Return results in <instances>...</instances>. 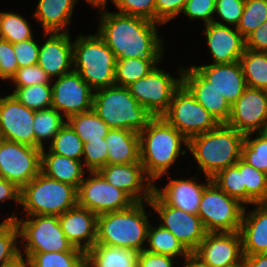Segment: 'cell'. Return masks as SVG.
Segmentation results:
<instances>
[{
    "label": "cell",
    "mask_w": 267,
    "mask_h": 267,
    "mask_svg": "<svg viewBox=\"0 0 267 267\" xmlns=\"http://www.w3.org/2000/svg\"><path fill=\"white\" fill-rule=\"evenodd\" d=\"M99 10L100 26L97 34L113 51L117 60L127 58H163V41L157 35L153 21Z\"/></svg>",
    "instance_id": "6da1fadb"
},
{
    "label": "cell",
    "mask_w": 267,
    "mask_h": 267,
    "mask_svg": "<svg viewBox=\"0 0 267 267\" xmlns=\"http://www.w3.org/2000/svg\"><path fill=\"white\" fill-rule=\"evenodd\" d=\"M139 138L140 162L152 183L164 175L179 154L185 155L181 142L188 147V139L163 116L153 117Z\"/></svg>",
    "instance_id": "7a4b0ae2"
},
{
    "label": "cell",
    "mask_w": 267,
    "mask_h": 267,
    "mask_svg": "<svg viewBox=\"0 0 267 267\" xmlns=\"http://www.w3.org/2000/svg\"><path fill=\"white\" fill-rule=\"evenodd\" d=\"M245 135L227 124L196 135L188 140V149L206 177L233 166L241 158Z\"/></svg>",
    "instance_id": "3957f363"
},
{
    "label": "cell",
    "mask_w": 267,
    "mask_h": 267,
    "mask_svg": "<svg viewBox=\"0 0 267 267\" xmlns=\"http://www.w3.org/2000/svg\"><path fill=\"white\" fill-rule=\"evenodd\" d=\"M143 205L135 202L126 209L99 214L95 244L145 250L150 224Z\"/></svg>",
    "instance_id": "277c9868"
},
{
    "label": "cell",
    "mask_w": 267,
    "mask_h": 267,
    "mask_svg": "<svg viewBox=\"0 0 267 267\" xmlns=\"http://www.w3.org/2000/svg\"><path fill=\"white\" fill-rule=\"evenodd\" d=\"M92 109L110 129L137 133L154 117L130 94L128 87L118 85L95 90Z\"/></svg>",
    "instance_id": "5b68a950"
},
{
    "label": "cell",
    "mask_w": 267,
    "mask_h": 267,
    "mask_svg": "<svg viewBox=\"0 0 267 267\" xmlns=\"http://www.w3.org/2000/svg\"><path fill=\"white\" fill-rule=\"evenodd\" d=\"M116 57L96 33L73 42V71L95 91L115 85Z\"/></svg>",
    "instance_id": "8992f818"
},
{
    "label": "cell",
    "mask_w": 267,
    "mask_h": 267,
    "mask_svg": "<svg viewBox=\"0 0 267 267\" xmlns=\"http://www.w3.org/2000/svg\"><path fill=\"white\" fill-rule=\"evenodd\" d=\"M20 205L27 216H59L77 205V189L40 172L21 189Z\"/></svg>",
    "instance_id": "52a82bcc"
},
{
    "label": "cell",
    "mask_w": 267,
    "mask_h": 267,
    "mask_svg": "<svg viewBox=\"0 0 267 267\" xmlns=\"http://www.w3.org/2000/svg\"><path fill=\"white\" fill-rule=\"evenodd\" d=\"M5 220H15L24 244V253L82 251L68 241L62 231L58 216L32 215L18 219L15 214Z\"/></svg>",
    "instance_id": "ba28073f"
},
{
    "label": "cell",
    "mask_w": 267,
    "mask_h": 267,
    "mask_svg": "<svg viewBox=\"0 0 267 267\" xmlns=\"http://www.w3.org/2000/svg\"><path fill=\"white\" fill-rule=\"evenodd\" d=\"M244 206L213 181L204 189L198 216L208 233L240 230Z\"/></svg>",
    "instance_id": "9c48e42d"
},
{
    "label": "cell",
    "mask_w": 267,
    "mask_h": 267,
    "mask_svg": "<svg viewBox=\"0 0 267 267\" xmlns=\"http://www.w3.org/2000/svg\"><path fill=\"white\" fill-rule=\"evenodd\" d=\"M163 117L188 140L220 124L183 83L174 91L170 107Z\"/></svg>",
    "instance_id": "30bf717a"
},
{
    "label": "cell",
    "mask_w": 267,
    "mask_h": 267,
    "mask_svg": "<svg viewBox=\"0 0 267 267\" xmlns=\"http://www.w3.org/2000/svg\"><path fill=\"white\" fill-rule=\"evenodd\" d=\"M180 77L174 78L170 73L155 67L148 75L131 83L130 94L154 117L163 116L169 109L174 91L182 84Z\"/></svg>",
    "instance_id": "8fae6325"
},
{
    "label": "cell",
    "mask_w": 267,
    "mask_h": 267,
    "mask_svg": "<svg viewBox=\"0 0 267 267\" xmlns=\"http://www.w3.org/2000/svg\"><path fill=\"white\" fill-rule=\"evenodd\" d=\"M41 151L0 138V176L22 189L41 172Z\"/></svg>",
    "instance_id": "7c38bea8"
},
{
    "label": "cell",
    "mask_w": 267,
    "mask_h": 267,
    "mask_svg": "<svg viewBox=\"0 0 267 267\" xmlns=\"http://www.w3.org/2000/svg\"><path fill=\"white\" fill-rule=\"evenodd\" d=\"M77 189V205L99 215L119 211L135 202L122 190L109 184L98 171H90Z\"/></svg>",
    "instance_id": "4fadbf2b"
},
{
    "label": "cell",
    "mask_w": 267,
    "mask_h": 267,
    "mask_svg": "<svg viewBox=\"0 0 267 267\" xmlns=\"http://www.w3.org/2000/svg\"><path fill=\"white\" fill-rule=\"evenodd\" d=\"M147 203L159 214L160 225L168 229L192 254L208 233L200 217L165 204L154 192Z\"/></svg>",
    "instance_id": "5bb4252c"
},
{
    "label": "cell",
    "mask_w": 267,
    "mask_h": 267,
    "mask_svg": "<svg viewBox=\"0 0 267 267\" xmlns=\"http://www.w3.org/2000/svg\"><path fill=\"white\" fill-rule=\"evenodd\" d=\"M226 124L244 135L267 131V91L247 86L231 106Z\"/></svg>",
    "instance_id": "9a60e30c"
},
{
    "label": "cell",
    "mask_w": 267,
    "mask_h": 267,
    "mask_svg": "<svg viewBox=\"0 0 267 267\" xmlns=\"http://www.w3.org/2000/svg\"><path fill=\"white\" fill-rule=\"evenodd\" d=\"M93 89L81 76L72 71L60 76L52 86L51 108L63 112L64 118L90 111Z\"/></svg>",
    "instance_id": "2e32d148"
},
{
    "label": "cell",
    "mask_w": 267,
    "mask_h": 267,
    "mask_svg": "<svg viewBox=\"0 0 267 267\" xmlns=\"http://www.w3.org/2000/svg\"><path fill=\"white\" fill-rule=\"evenodd\" d=\"M192 254L207 267L244 264L239 231L207 233Z\"/></svg>",
    "instance_id": "e0dca14e"
},
{
    "label": "cell",
    "mask_w": 267,
    "mask_h": 267,
    "mask_svg": "<svg viewBox=\"0 0 267 267\" xmlns=\"http://www.w3.org/2000/svg\"><path fill=\"white\" fill-rule=\"evenodd\" d=\"M34 112L12 94L1 97L0 138L35 147Z\"/></svg>",
    "instance_id": "ac0fdd59"
},
{
    "label": "cell",
    "mask_w": 267,
    "mask_h": 267,
    "mask_svg": "<svg viewBox=\"0 0 267 267\" xmlns=\"http://www.w3.org/2000/svg\"><path fill=\"white\" fill-rule=\"evenodd\" d=\"M98 172L109 184L124 191L134 202H148L151 199L154 184L146 176L141 162L107 164Z\"/></svg>",
    "instance_id": "d6986e66"
},
{
    "label": "cell",
    "mask_w": 267,
    "mask_h": 267,
    "mask_svg": "<svg viewBox=\"0 0 267 267\" xmlns=\"http://www.w3.org/2000/svg\"><path fill=\"white\" fill-rule=\"evenodd\" d=\"M207 43L213 64H229L239 61L245 50V38L235 28L213 20L205 25Z\"/></svg>",
    "instance_id": "ffe728a7"
},
{
    "label": "cell",
    "mask_w": 267,
    "mask_h": 267,
    "mask_svg": "<svg viewBox=\"0 0 267 267\" xmlns=\"http://www.w3.org/2000/svg\"><path fill=\"white\" fill-rule=\"evenodd\" d=\"M49 34V35H48ZM47 41L40 47L38 65L51 79L73 71V42L68 32H49Z\"/></svg>",
    "instance_id": "44dd1931"
},
{
    "label": "cell",
    "mask_w": 267,
    "mask_h": 267,
    "mask_svg": "<svg viewBox=\"0 0 267 267\" xmlns=\"http://www.w3.org/2000/svg\"><path fill=\"white\" fill-rule=\"evenodd\" d=\"M97 216L79 205L58 216L62 231L73 247L86 253L96 243Z\"/></svg>",
    "instance_id": "7402d4cb"
},
{
    "label": "cell",
    "mask_w": 267,
    "mask_h": 267,
    "mask_svg": "<svg viewBox=\"0 0 267 267\" xmlns=\"http://www.w3.org/2000/svg\"><path fill=\"white\" fill-rule=\"evenodd\" d=\"M193 67L226 99L232 106L247 87L239 61L229 64H207Z\"/></svg>",
    "instance_id": "603a6c76"
},
{
    "label": "cell",
    "mask_w": 267,
    "mask_h": 267,
    "mask_svg": "<svg viewBox=\"0 0 267 267\" xmlns=\"http://www.w3.org/2000/svg\"><path fill=\"white\" fill-rule=\"evenodd\" d=\"M182 83L220 124H226L231 106L226 99L193 66L183 68Z\"/></svg>",
    "instance_id": "cb8c5ba5"
},
{
    "label": "cell",
    "mask_w": 267,
    "mask_h": 267,
    "mask_svg": "<svg viewBox=\"0 0 267 267\" xmlns=\"http://www.w3.org/2000/svg\"><path fill=\"white\" fill-rule=\"evenodd\" d=\"M207 178V184L196 183L195 180H171L159 190L153 186V192L167 205L183 210L184 212L198 215L199 206L204 189L212 182Z\"/></svg>",
    "instance_id": "d4e9b609"
},
{
    "label": "cell",
    "mask_w": 267,
    "mask_h": 267,
    "mask_svg": "<svg viewBox=\"0 0 267 267\" xmlns=\"http://www.w3.org/2000/svg\"><path fill=\"white\" fill-rule=\"evenodd\" d=\"M248 215L244 208L240 235L243 255L267 253V203H256Z\"/></svg>",
    "instance_id": "484cf974"
},
{
    "label": "cell",
    "mask_w": 267,
    "mask_h": 267,
    "mask_svg": "<svg viewBox=\"0 0 267 267\" xmlns=\"http://www.w3.org/2000/svg\"><path fill=\"white\" fill-rule=\"evenodd\" d=\"M108 148L107 164L140 162L139 133L125 129H110L105 137Z\"/></svg>",
    "instance_id": "4316f807"
},
{
    "label": "cell",
    "mask_w": 267,
    "mask_h": 267,
    "mask_svg": "<svg viewBox=\"0 0 267 267\" xmlns=\"http://www.w3.org/2000/svg\"><path fill=\"white\" fill-rule=\"evenodd\" d=\"M81 162L50 151L46 154L44 148L41 151V172L76 189L84 179V166Z\"/></svg>",
    "instance_id": "83f0119b"
},
{
    "label": "cell",
    "mask_w": 267,
    "mask_h": 267,
    "mask_svg": "<svg viewBox=\"0 0 267 267\" xmlns=\"http://www.w3.org/2000/svg\"><path fill=\"white\" fill-rule=\"evenodd\" d=\"M76 0H39L34 18L49 32H68Z\"/></svg>",
    "instance_id": "f1b7e54d"
},
{
    "label": "cell",
    "mask_w": 267,
    "mask_h": 267,
    "mask_svg": "<svg viewBox=\"0 0 267 267\" xmlns=\"http://www.w3.org/2000/svg\"><path fill=\"white\" fill-rule=\"evenodd\" d=\"M137 249L94 244L85 253L86 267H137Z\"/></svg>",
    "instance_id": "f546056e"
},
{
    "label": "cell",
    "mask_w": 267,
    "mask_h": 267,
    "mask_svg": "<svg viewBox=\"0 0 267 267\" xmlns=\"http://www.w3.org/2000/svg\"><path fill=\"white\" fill-rule=\"evenodd\" d=\"M67 123L80 137L83 143L101 140L108 134L110 128L94 111L71 115L66 119Z\"/></svg>",
    "instance_id": "4dcf8cb0"
},
{
    "label": "cell",
    "mask_w": 267,
    "mask_h": 267,
    "mask_svg": "<svg viewBox=\"0 0 267 267\" xmlns=\"http://www.w3.org/2000/svg\"><path fill=\"white\" fill-rule=\"evenodd\" d=\"M146 242L149 247H145V250L151 253L174 258L180 255L186 258L191 254L168 229L161 225L157 228L149 225Z\"/></svg>",
    "instance_id": "1f68e13d"
},
{
    "label": "cell",
    "mask_w": 267,
    "mask_h": 267,
    "mask_svg": "<svg viewBox=\"0 0 267 267\" xmlns=\"http://www.w3.org/2000/svg\"><path fill=\"white\" fill-rule=\"evenodd\" d=\"M239 62L246 85L267 91V52L252 51L245 48Z\"/></svg>",
    "instance_id": "d6a6232c"
},
{
    "label": "cell",
    "mask_w": 267,
    "mask_h": 267,
    "mask_svg": "<svg viewBox=\"0 0 267 267\" xmlns=\"http://www.w3.org/2000/svg\"><path fill=\"white\" fill-rule=\"evenodd\" d=\"M161 58H127L116 60L115 85L129 86L148 75Z\"/></svg>",
    "instance_id": "836d02e7"
},
{
    "label": "cell",
    "mask_w": 267,
    "mask_h": 267,
    "mask_svg": "<svg viewBox=\"0 0 267 267\" xmlns=\"http://www.w3.org/2000/svg\"><path fill=\"white\" fill-rule=\"evenodd\" d=\"M235 165L240 169L246 187V203H267V174L255 169L242 158Z\"/></svg>",
    "instance_id": "e575fe53"
},
{
    "label": "cell",
    "mask_w": 267,
    "mask_h": 267,
    "mask_svg": "<svg viewBox=\"0 0 267 267\" xmlns=\"http://www.w3.org/2000/svg\"><path fill=\"white\" fill-rule=\"evenodd\" d=\"M60 112L54 108L37 110L34 112L33 131L35 134V147L44 148L43 140L54 138L67 122Z\"/></svg>",
    "instance_id": "d590c367"
},
{
    "label": "cell",
    "mask_w": 267,
    "mask_h": 267,
    "mask_svg": "<svg viewBox=\"0 0 267 267\" xmlns=\"http://www.w3.org/2000/svg\"><path fill=\"white\" fill-rule=\"evenodd\" d=\"M32 267H86L84 251L24 253Z\"/></svg>",
    "instance_id": "8d00e7d4"
},
{
    "label": "cell",
    "mask_w": 267,
    "mask_h": 267,
    "mask_svg": "<svg viewBox=\"0 0 267 267\" xmlns=\"http://www.w3.org/2000/svg\"><path fill=\"white\" fill-rule=\"evenodd\" d=\"M49 145L48 150L52 153L82 161L84 143L67 122Z\"/></svg>",
    "instance_id": "74e56055"
},
{
    "label": "cell",
    "mask_w": 267,
    "mask_h": 267,
    "mask_svg": "<svg viewBox=\"0 0 267 267\" xmlns=\"http://www.w3.org/2000/svg\"><path fill=\"white\" fill-rule=\"evenodd\" d=\"M17 237H20V231L15 220H4L0 224V267L10 265L21 257L16 245L19 242Z\"/></svg>",
    "instance_id": "f35d334b"
},
{
    "label": "cell",
    "mask_w": 267,
    "mask_h": 267,
    "mask_svg": "<svg viewBox=\"0 0 267 267\" xmlns=\"http://www.w3.org/2000/svg\"><path fill=\"white\" fill-rule=\"evenodd\" d=\"M0 38L12 44L33 38L27 20L16 13L0 11Z\"/></svg>",
    "instance_id": "ab89813d"
},
{
    "label": "cell",
    "mask_w": 267,
    "mask_h": 267,
    "mask_svg": "<svg viewBox=\"0 0 267 267\" xmlns=\"http://www.w3.org/2000/svg\"><path fill=\"white\" fill-rule=\"evenodd\" d=\"M52 84H36L15 88L12 95L24 106L32 110L51 108Z\"/></svg>",
    "instance_id": "60d3db41"
},
{
    "label": "cell",
    "mask_w": 267,
    "mask_h": 267,
    "mask_svg": "<svg viewBox=\"0 0 267 267\" xmlns=\"http://www.w3.org/2000/svg\"><path fill=\"white\" fill-rule=\"evenodd\" d=\"M257 137L250 139L246 134L242 145L241 158L255 169L267 174V131L256 132Z\"/></svg>",
    "instance_id": "b9f144b4"
},
{
    "label": "cell",
    "mask_w": 267,
    "mask_h": 267,
    "mask_svg": "<svg viewBox=\"0 0 267 267\" xmlns=\"http://www.w3.org/2000/svg\"><path fill=\"white\" fill-rule=\"evenodd\" d=\"M212 181L230 197L246 204V187L243 185L240 169L236 165L220 170L212 177Z\"/></svg>",
    "instance_id": "7bdbcfd3"
},
{
    "label": "cell",
    "mask_w": 267,
    "mask_h": 267,
    "mask_svg": "<svg viewBox=\"0 0 267 267\" xmlns=\"http://www.w3.org/2000/svg\"><path fill=\"white\" fill-rule=\"evenodd\" d=\"M267 20V0H245L243 14L237 30L246 38Z\"/></svg>",
    "instance_id": "ee69618b"
},
{
    "label": "cell",
    "mask_w": 267,
    "mask_h": 267,
    "mask_svg": "<svg viewBox=\"0 0 267 267\" xmlns=\"http://www.w3.org/2000/svg\"><path fill=\"white\" fill-rule=\"evenodd\" d=\"M119 12L156 23V0H112Z\"/></svg>",
    "instance_id": "f6af8a7d"
},
{
    "label": "cell",
    "mask_w": 267,
    "mask_h": 267,
    "mask_svg": "<svg viewBox=\"0 0 267 267\" xmlns=\"http://www.w3.org/2000/svg\"><path fill=\"white\" fill-rule=\"evenodd\" d=\"M83 166L87 167L88 171H98L107 165L108 148L105 138L101 140L89 141L83 146Z\"/></svg>",
    "instance_id": "bcb514c9"
},
{
    "label": "cell",
    "mask_w": 267,
    "mask_h": 267,
    "mask_svg": "<svg viewBox=\"0 0 267 267\" xmlns=\"http://www.w3.org/2000/svg\"><path fill=\"white\" fill-rule=\"evenodd\" d=\"M11 81H13L16 88H19L36 84L50 83L51 79L38 64H34L18 68L15 75L11 78Z\"/></svg>",
    "instance_id": "7dc6e473"
},
{
    "label": "cell",
    "mask_w": 267,
    "mask_h": 267,
    "mask_svg": "<svg viewBox=\"0 0 267 267\" xmlns=\"http://www.w3.org/2000/svg\"><path fill=\"white\" fill-rule=\"evenodd\" d=\"M245 0H215V12L225 23L239 25L243 14Z\"/></svg>",
    "instance_id": "c3c4849f"
},
{
    "label": "cell",
    "mask_w": 267,
    "mask_h": 267,
    "mask_svg": "<svg viewBox=\"0 0 267 267\" xmlns=\"http://www.w3.org/2000/svg\"><path fill=\"white\" fill-rule=\"evenodd\" d=\"M215 0H187L182 11L191 20L202 19L205 24L213 22L215 14Z\"/></svg>",
    "instance_id": "681fc988"
},
{
    "label": "cell",
    "mask_w": 267,
    "mask_h": 267,
    "mask_svg": "<svg viewBox=\"0 0 267 267\" xmlns=\"http://www.w3.org/2000/svg\"><path fill=\"white\" fill-rule=\"evenodd\" d=\"M18 68L13 44L0 38V78L11 80Z\"/></svg>",
    "instance_id": "f907efd6"
},
{
    "label": "cell",
    "mask_w": 267,
    "mask_h": 267,
    "mask_svg": "<svg viewBox=\"0 0 267 267\" xmlns=\"http://www.w3.org/2000/svg\"><path fill=\"white\" fill-rule=\"evenodd\" d=\"M40 46L33 38L13 44L18 67L23 68L38 63Z\"/></svg>",
    "instance_id": "816d5d0a"
},
{
    "label": "cell",
    "mask_w": 267,
    "mask_h": 267,
    "mask_svg": "<svg viewBox=\"0 0 267 267\" xmlns=\"http://www.w3.org/2000/svg\"><path fill=\"white\" fill-rule=\"evenodd\" d=\"M187 0H156V23L163 25L178 16Z\"/></svg>",
    "instance_id": "f5cc1de1"
},
{
    "label": "cell",
    "mask_w": 267,
    "mask_h": 267,
    "mask_svg": "<svg viewBox=\"0 0 267 267\" xmlns=\"http://www.w3.org/2000/svg\"><path fill=\"white\" fill-rule=\"evenodd\" d=\"M174 257L143 250L139 252L137 267H173Z\"/></svg>",
    "instance_id": "db71d44e"
},
{
    "label": "cell",
    "mask_w": 267,
    "mask_h": 267,
    "mask_svg": "<svg viewBox=\"0 0 267 267\" xmlns=\"http://www.w3.org/2000/svg\"><path fill=\"white\" fill-rule=\"evenodd\" d=\"M245 48L267 52V20L245 38Z\"/></svg>",
    "instance_id": "11a10c76"
},
{
    "label": "cell",
    "mask_w": 267,
    "mask_h": 267,
    "mask_svg": "<svg viewBox=\"0 0 267 267\" xmlns=\"http://www.w3.org/2000/svg\"><path fill=\"white\" fill-rule=\"evenodd\" d=\"M20 193V188L0 176V202L9 199L15 200L16 203H20Z\"/></svg>",
    "instance_id": "9f6ffc18"
},
{
    "label": "cell",
    "mask_w": 267,
    "mask_h": 267,
    "mask_svg": "<svg viewBox=\"0 0 267 267\" xmlns=\"http://www.w3.org/2000/svg\"><path fill=\"white\" fill-rule=\"evenodd\" d=\"M244 267H267V253L244 255Z\"/></svg>",
    "instance_id": "6f0895ef"
},
{
    "label": "cell",
    "mask_w": 267,
    "mask_h": 267,
    "mask_svg": "<svg viewBox=\"0 0 267 267\" xmlns=\"http://www.w3.org/2000/svg\"><path fill=\"white\" fill-rule=\"evenodd\" d=\"M184 267H207L199 259H197L193 254H190L185 258Z\"/></svg>",
    "instance_id": "680465c9"
},
{
    "label": "cell",
    "mask_w": 267,
    "mask_h": 267,
    "mask_svg": "<svg viewBox=\"0 0 267 267\" xmlns=\"http://www.w3.org/2000/svg\"><path fill=\"white\" fill-rule=\"evenodd\" d=\"M5 267H32L31 263L29 262V260H25L23 258V255H21V257L14 263L7 265Z\"/></svg>",
    "instance_id": "91938a15"
},
{
    "label": "cell",
    "mask_w": 267,
    "mask_h": 267,
    "mask_svg": "<svg viewBox=\"0 0 267 267\" xmlns=\"http://www.w3.org/2000/svg\"><path fill=\"white\" fill-rule=\"evenodd\" d=\"M89 4L99 7V8H105L107 0H86Z\"/></svg>",
    "instance_id": "94428289"
},
{
    "label": "cell",
    "mask_w": 267,
    "mask_h": 267,
    "mask_svg": "<svg viewBox=\"0 0 267 267\" xmlns=\"http://www.w3.org/2000/svg\"><path fill=\"white\" fill-rule=\"evenodd\" d=\"M227 267H244V264H233Z\"/></svg>",
    "instance_id": "6125c7cd"
}]
</instances>
